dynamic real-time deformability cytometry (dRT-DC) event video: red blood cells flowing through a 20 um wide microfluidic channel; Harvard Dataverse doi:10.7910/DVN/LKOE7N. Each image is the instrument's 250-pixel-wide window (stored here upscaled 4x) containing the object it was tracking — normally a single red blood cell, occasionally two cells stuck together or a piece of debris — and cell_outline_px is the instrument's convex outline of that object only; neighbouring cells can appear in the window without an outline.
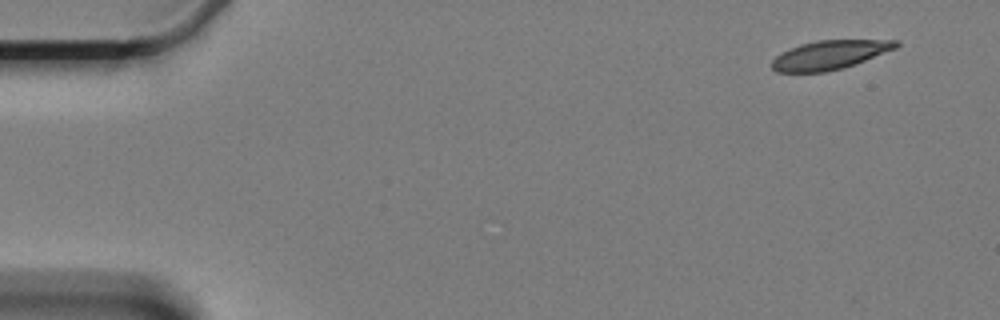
{"species": "Egyptian fruit bat (a non-hibernating species)", "species_latin": "Rousettus aegyptiacus", "temperature_condition": "cold", "stored_images_in_passage": 8, "camera_frame_rate_fps": 3000, "um_per_image_px": 0.085, "animal": {"sex": "female"}, "frame": {"image": 1, "passage_image": 1, "time_ms": 0.0, "image_size_px": [1000, 320], "cell_outline_px": [[900, 44], [896, 48], [844, 68], [824, 72], [776, 72], [772, 68], [772, 60], [780, 52], [788, 48], [800, 44], [816, 40], [900, 40]], "centroid_in_image_um": [70.49, 4.66], "position_along_channel_um": 14.5, "area_um2": 20.98}}
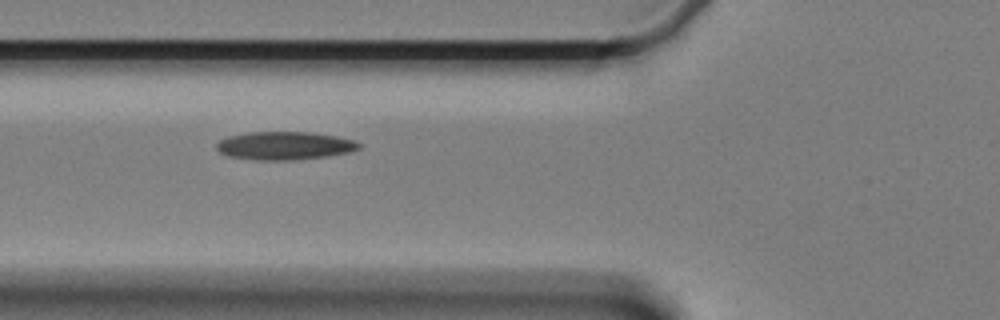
{"frame": {"image": 2, "passage_image": 6, "time_ms": 6.0, "image_size_px": [1000, 320], "cell_outline_px": [[360, 148], [348, 152], [324, 156], [292, 160], [256, 160], [228, 156], [220, 152], [216, 148], [216, 144], [220, 140], [228, 136], [248, 132], [312, 132], [336, 136], [352, 140], [360, 144]], "centroid_in_image_um": [24.14, 12.38], "position_along_channel_um": 101.7, "area_um2": 23.18}}
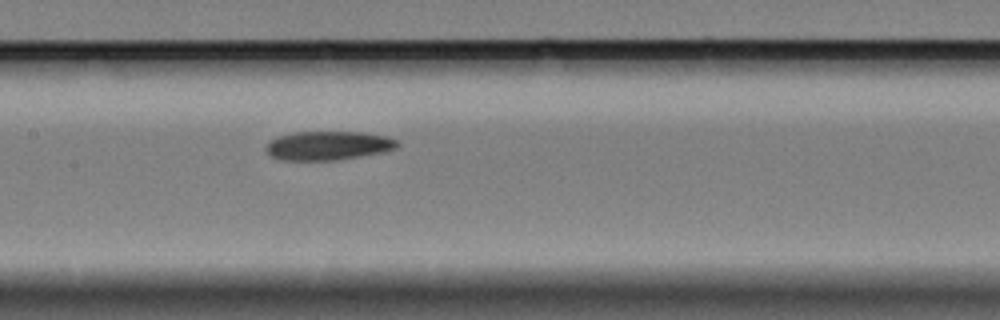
{"frame": {"image": 3, "passage_image": 8, "time_ms": 8.333, "image_size_px": [1000, 320], "cell_outline_px": [[400, 144], [396, 148], [388, 152], [336, 160], [284, 160], [272, 156], [264, 148], [276, 136], [292, 132], [360, 132], [388, 136], [396, 140]], "centroid_in_image_um": [27.94, 12.37], "position_along_channel_um": 179.5, "area_um2": 22.25}}